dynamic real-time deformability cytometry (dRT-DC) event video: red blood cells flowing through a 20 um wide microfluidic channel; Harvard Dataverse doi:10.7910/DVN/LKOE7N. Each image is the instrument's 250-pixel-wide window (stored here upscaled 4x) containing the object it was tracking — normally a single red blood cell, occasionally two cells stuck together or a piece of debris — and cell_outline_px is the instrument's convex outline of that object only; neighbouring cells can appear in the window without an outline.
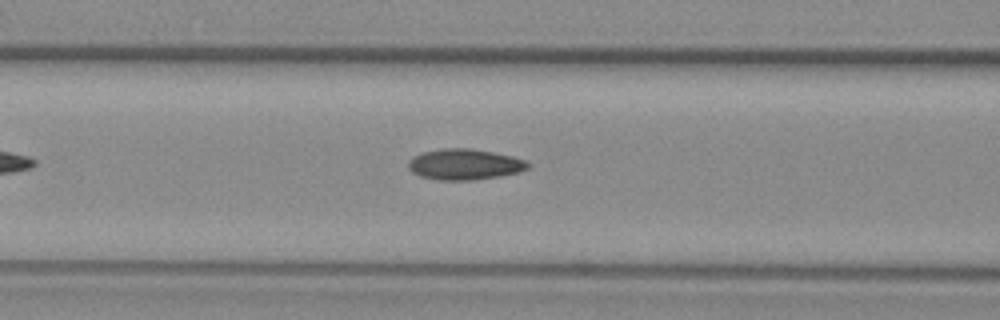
{"species": "common noctule bat (a hibernating species)", "species_latin": "Nyctalus noctula", "temperature_condition": "warm", "stored_images_in_passage": 45, "camera_frame_rate_fps": 3000, "um_per_image_px": 0.085, "animal": {"sex": "female", "body_mass_g": 29.2, "forearm_length_mm": 56.3}, "frame": {"image": 1, "passage_image": 12, "time_ms": 3.667, "image_size_px": [1000, 320], "cell_outline_px": [[532, 164], [528, 168], [520, 172], [500, 176], [472, 180], [440, 180], [420, 176], [412, 172], [408, 168], [408, 160], [412, 156], [424, 152], [440, 148], [472, 148], [512, 156], [524, 160]], "centroid_in_image_um": [39.48, 13.97], "position_along_channel_um": 127.1, "area_um2": 21.62}}
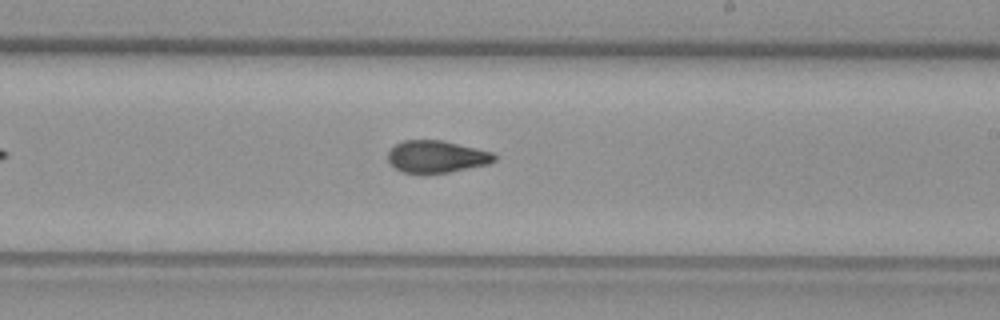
{"frame": {"image": 2, "passage_image": 22, "time_ms": 7.0, "image_size_px": [1000, 320], "cell_outline_px": [[500, 156], [496, 160], [488, 164], [448, 172], [400, 172], [388, 160], [388, 152], [396, 144], [404, 140], [440, 140], [476, 148], [492, 152]], "centroid_in_image_um": [37.14, 13.3], "position_along_channel_um": 251.9, "area_um2": 19.65}}
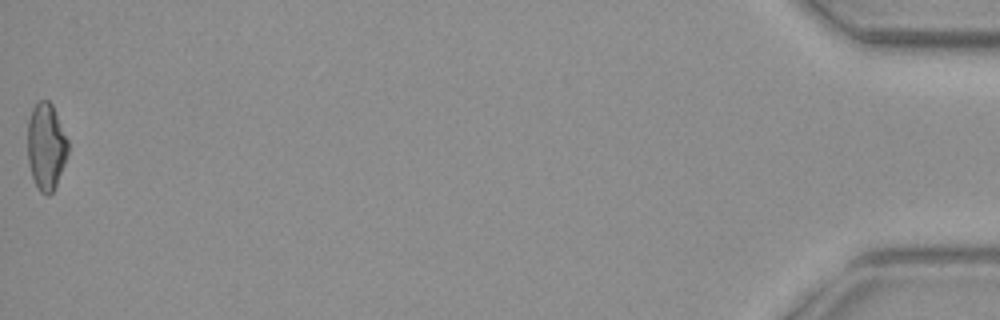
{"frame": {"image": 3, "passage_image": 45, "time_ms": 14.667, "image_size_px": [1000, 320], "cell_outline_px": [[68, 152], [64, 164], [56, 184], [52, 192], [48, 196], [40, 192], [32, 176], [28, 164], [28, 120], [32, 108], [40, 100], [48, 100], [52, 104], [68, 140]], "centroid_in_image_um": [3.91, 12.44], "position_along_channel_um": 431.3, "area_um2": 20.29}, "authors_computed_cell_mechanics": {"area_um2": 20.4034, "velocity_mm_per_s": 3.752, "shape_relaxation_time_tau1_ms": null, "shape_relaxation_time_tau2_ms": 2.3665, "deformation_change_tau1": null, "deformation_change_tau2": 0.0821}}